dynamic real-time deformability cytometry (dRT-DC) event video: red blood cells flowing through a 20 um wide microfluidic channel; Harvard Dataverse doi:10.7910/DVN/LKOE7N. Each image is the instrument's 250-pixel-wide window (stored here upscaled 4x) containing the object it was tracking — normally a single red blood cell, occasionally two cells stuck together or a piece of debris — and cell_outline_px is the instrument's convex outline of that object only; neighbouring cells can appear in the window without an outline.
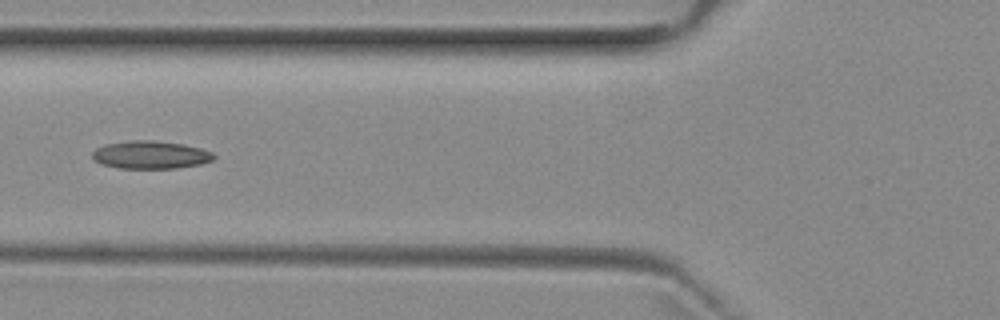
{"species": "common noctule bat (a hibernating species)", "species_latin": "Nyctalus noctula", "temperature_condition": "room temperature", "stored_images_in_passage": 5, "camera_frame_rate_fps": 3000, "um_per_image_px": 0.085, "animal": {"sex": "female", "body_mass_g": 29.2, "forearm_length_mm": 56.3}, "frame": {"image": 1, "passage_image": 5, "time_ms": 5.333, "image_size_px": [1000, 320], "cell_outline_px": [[216, 156], [212, 160], [200, 164], [176, 168], [120, 168], [100, 164], [92, 160], [92, 152], [96, 148], [104, 144], [128, 140], [152, 140], [184, 144], [200, 148], [212, 152]], "centroid_in_image_um": [12.75, 13.15], "position_along_channel_um": 113.0, "area_um2": 19.88}}